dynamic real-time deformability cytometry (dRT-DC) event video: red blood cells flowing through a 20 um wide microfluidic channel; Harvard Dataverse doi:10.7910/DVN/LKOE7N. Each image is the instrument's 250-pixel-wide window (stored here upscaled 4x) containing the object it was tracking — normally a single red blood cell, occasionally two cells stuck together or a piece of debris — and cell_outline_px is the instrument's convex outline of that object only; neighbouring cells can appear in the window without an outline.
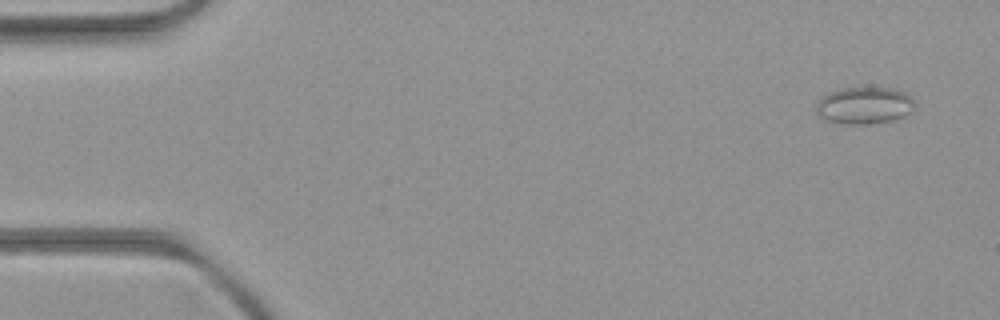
{"species": "common noctule bat (a hibernating species)", "species_latin": "Nyctalus noctula", "temperature_condition": "room temperature", "stored_images_in_passage": 5, "camera_frame_rate_fps": 3000, "um_per_image_px": 0.085, "animal": {"sex": "female", "body_mass_g": 21.9}, "frame": {"image": 1, "passage_image": 1, "time_ms": 0.0, "image_size_px": [1000, 320], "cell_outline_px": [[916, 104], [912, 112], [904, 116], [892, 120], [872, 124], [840, 124], [828, 120], [820, 116], [816, 112], [816, 104], [828, 92], [844, 88], [896, 88], [912, 96]], "centroid_in_image_um": [73.52, 8.97], "position_along_channel_um": 11.5, "area_um2": 21.44}}
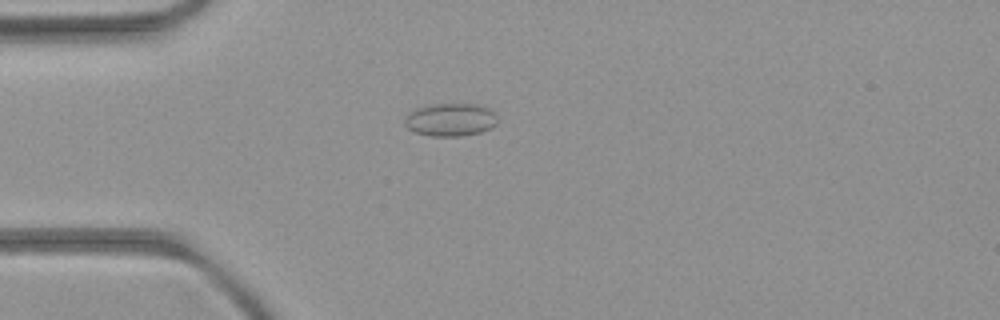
{"frame": {"image": 2, "passage_image": 4, "time_ms": 3.667, "image_size_px": [1000, 320], "cell_outline_px": [[496, 124], [480, 132], [460, 136], [432, 136], [416, 132], [408, 128], [404, 124], [404, 120], [408, 112], [416, 108], [432, 104], [476, 104], [488, 108], [496, 116]], "centroid_in_image_um": [38.25, 10.17], "position_along_channel_um": 46.8, "area_um2": 17.63}}